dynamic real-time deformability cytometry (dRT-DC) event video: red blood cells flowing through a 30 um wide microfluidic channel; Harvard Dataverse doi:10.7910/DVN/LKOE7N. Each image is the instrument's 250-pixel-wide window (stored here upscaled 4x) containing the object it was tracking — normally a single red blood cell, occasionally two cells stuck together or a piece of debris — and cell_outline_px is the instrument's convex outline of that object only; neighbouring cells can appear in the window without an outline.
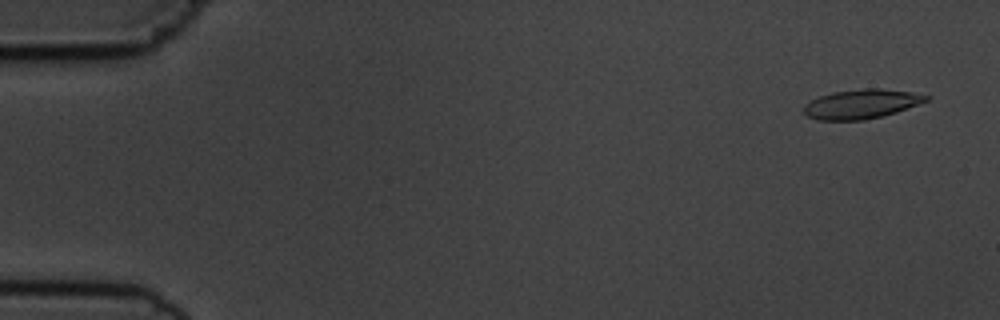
{"species": "common noctule bat (a hibernating species)", "species_latin": "Nyctalus noctula", "temperature_condition": "cold", "stored_images_in_passage": 9, "camera_frame_rate_fps": 3000, "um_per_image_px": 0.085, "animal": {"sex": "male", "body_mass_g": 19.5, "forearm_length_mm": 54.6}, "frame": {"image": 1, "passage_image": 1, "time_ms": 0.0, "image_size_px": [1000, 320], "cell_outline_px": [[932, 96], [928, 100], [896, 112], [864, 120], [816, 120], [808, 116], [804, 112], [804, 104], [820, 96], [832, 92], [864, 88], [880, 88], [912, 92]], "centroid_in_image_um": [73.22, 8.83], "position_along_channel_um": 11.8, "area_um2": 20.81}}
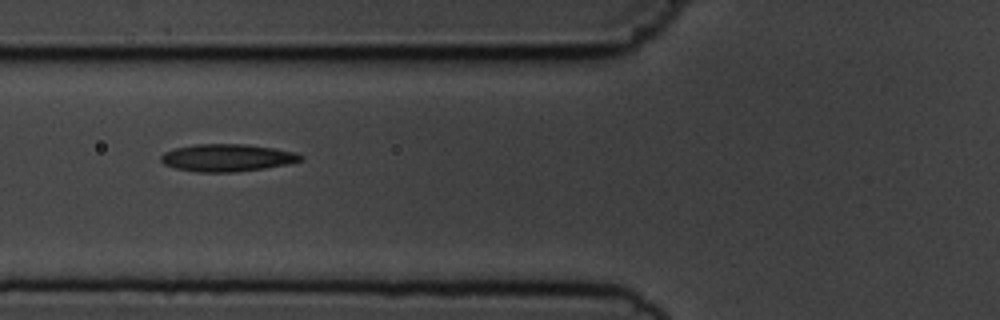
{"frame": {"image": 2, "passage_image": 6, "time_ms": 6.0, "image_size_px": [1000, 320], "cell_outline_px": [[304, 160], [264, 168], [236, 172], [196, 172], [176, 168], [164, 164], [160, 160], [160, 156], [164, 152], [176, 148], [196, 144], [244, 144], [272, 148], [296, 152], [304, 156]], "centroid_in_image_um": [19.3, 13.41], "position_along_channel_um": 106.5, "area_um2": 22.2}}
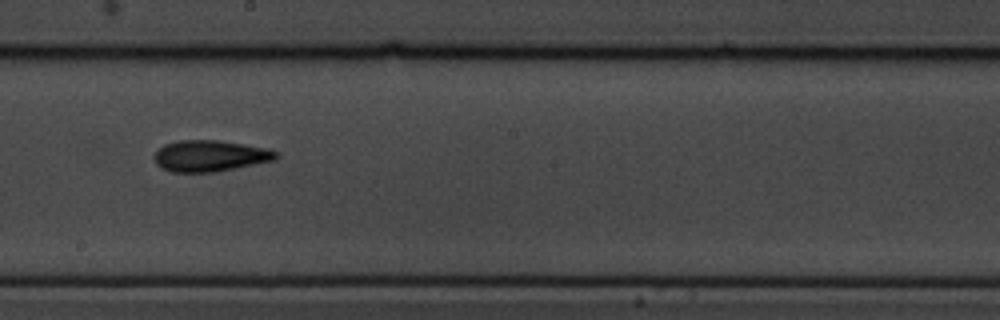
{"frame": {"image": 3, "passage_image": 9, "time_ms": 9.333, "image_size_px": [1000, 320], "cell_outline_px": [[280, 156], [276, 160], [212, 172], [172, 172], [160, 168], [156, 164], [152, 156], [164, 144], [180, 140], [216, 140], [244, 144], [268, 148], [276, 152]], "centroid_in_image_um": [17.83, 13.25], "position_along_channel_um": 230.4, "area_um2": 22.2}}